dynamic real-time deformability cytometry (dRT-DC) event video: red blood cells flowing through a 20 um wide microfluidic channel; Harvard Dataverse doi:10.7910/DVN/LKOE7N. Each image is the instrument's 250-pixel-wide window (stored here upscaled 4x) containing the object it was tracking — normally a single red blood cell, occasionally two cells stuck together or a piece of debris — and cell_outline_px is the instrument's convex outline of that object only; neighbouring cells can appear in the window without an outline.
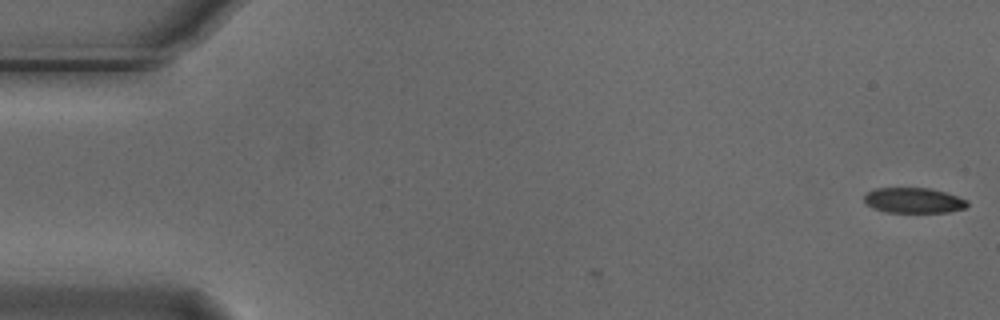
{"species": "Egyptian fruit bat (a non-hibernating species)", "species_latin": "Rousettus aegyptiacus", "temperature_condition": "cold", "stored_images_in_passage": 6, "camera_frame_rate_fps": 3000, "um_per_image_px": 0.085, "animal": {"sex": "male"}, "frame": {"image": 1, "passage_image": 1, "time_ms": 0.0, "image_size_px": [1000, 320], "cell_outline_px": [[968, 204], [964, 208], [948, 212], [884, 212], [872, 208], [864, 200], [864, 196], [868, 192], [876, 188], [932, 188], [968, 200]], "centroid_in_image_um": [77.65, 17.03], "position_along_channel_um": 7.4, "area_um2": 15.14}}